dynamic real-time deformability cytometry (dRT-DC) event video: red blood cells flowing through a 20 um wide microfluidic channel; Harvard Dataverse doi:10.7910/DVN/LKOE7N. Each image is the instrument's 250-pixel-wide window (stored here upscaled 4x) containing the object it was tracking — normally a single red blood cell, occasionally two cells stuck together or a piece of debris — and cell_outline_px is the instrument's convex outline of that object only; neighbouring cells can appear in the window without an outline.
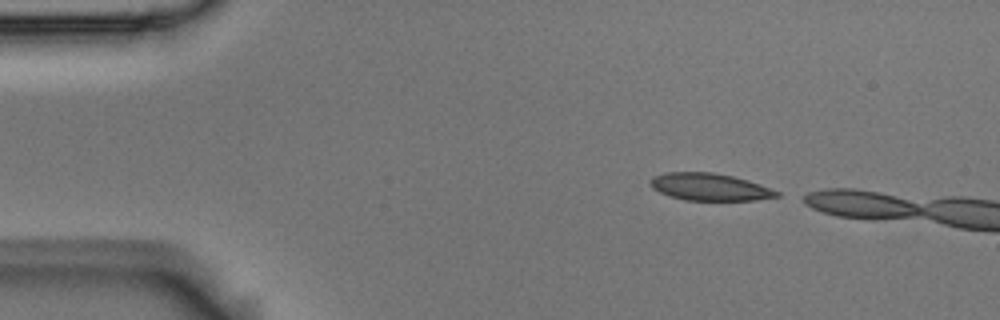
{"species": "Egyptian fruit bat (a non-hibernating species)", "species_latin": "Rousettus aegyptiacus", "temperature_condition": "room temperature", "stored_images_in_passage": 2, "camera_frame_rate_fps": 3000, "um_per_image_px": 0.085, "animal": {"sex": "male"}, "frame": {"image": 1, "passage_image": 1, "time_ms": 0.0, "image_size_px": [1000, 320], "cell_outline_px": [[780, 196], [756, 200], [684, 200], [668, 196], [652, 188], [652, 176], [664, 172], [712, 172], [732, 176], [748, 180], [760, 184], [780, 192]], "centroid_in_image_um": [60.33, 15.89], "position_along_channel_um": 24.7, "area_um2": 20.06}}